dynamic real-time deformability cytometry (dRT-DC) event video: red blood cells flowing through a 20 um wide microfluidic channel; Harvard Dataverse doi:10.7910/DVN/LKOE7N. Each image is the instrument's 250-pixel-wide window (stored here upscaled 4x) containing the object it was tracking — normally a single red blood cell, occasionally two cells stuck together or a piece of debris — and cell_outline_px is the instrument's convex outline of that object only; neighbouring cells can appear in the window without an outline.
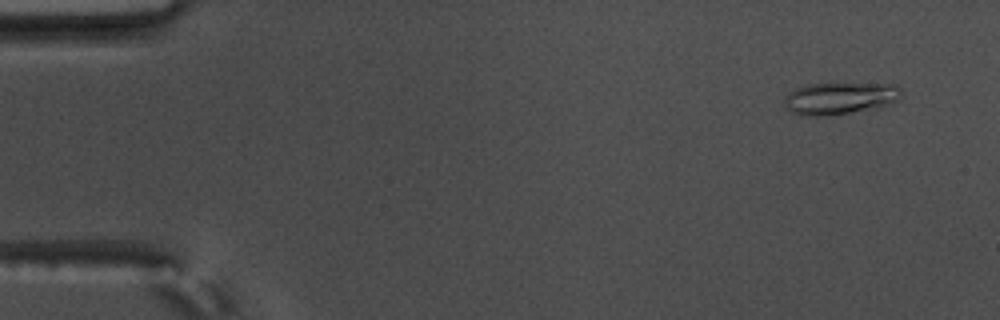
{"species": "common noctule bat (a hibernating species)", "species_latin": "Nyctalus noctula", "temperature_condition": "warm", "stored_images_in_passage": 56, "camera_frame_rate_fps": 3000, "um_per_image_px": 0.085, "animal": {"sex": "male", "body_mass_g": 17.5, "forearm_length_mm": 52.3}, "frame": {"image": 1, "passage_image": 4, "time_ms": 1.0, "image_size_px": [1000, 320], "cell_outline_px": [[904, 96], [900, 100], [880, 108], [820, 116], [800, 116], [784, 108], [784, 96], [788, 92], [804, 84], [896, 84], [900, 88]], "centroid_in_image_um": [71.39, 8.36], "position_along_channel_um": 13.6, "area_um2": 22.25}}
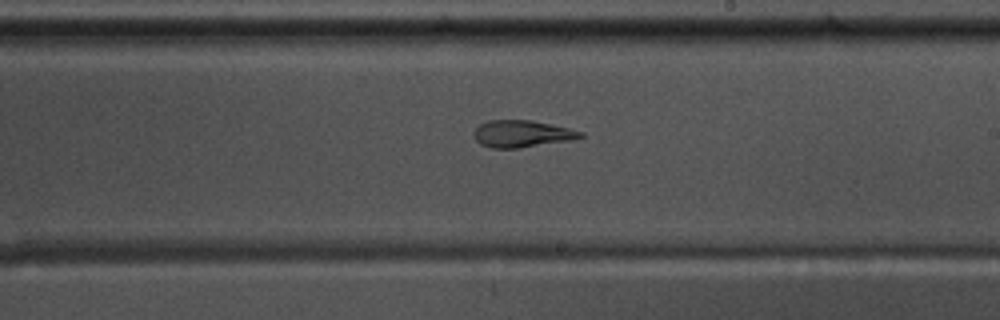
{"frame": {"image": 2, "passage_image": 33, "time_ms": 10.667, "image_size_px": [1000, 320], "cell_outline_px": [[584, 136], [568, 140], [516, 148], [492, 148], [480, 144], [472, 136], [472, 132], [480, 124], [488, 120], [532, 120], [568, 128], [584, 132]], "centroid_in_image_um": [44.3, 11.36], "position_along_channel_um": 244.7, "area_um2": 16.59}}
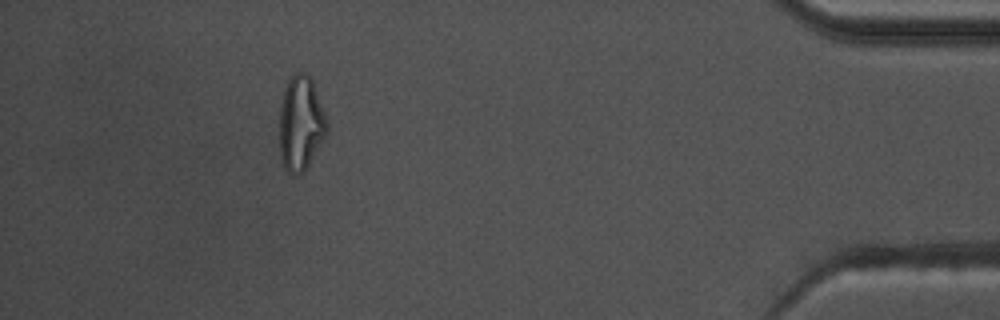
{"frame": {"image": 3, "passage_image": 51, "time_ms": 16.667, "image_size_px": [1000, 320], "cell_outline_px": [[328, 132], [304, 172], [300, 176], [292, 176], [284, 168], [280, 156], [280, 104], [284, 88], [288, 80], [296, 72], [304, 72], [312, 80], [324, 112], [328, 124]], "centroid_in_image_um": [25.55, 10.53], "position_along_channel_um": 409.6, "area_um2": 26.3}, "authors_computed_cell_mechanics": {"area_um2": 19.074, "velocity_mm_per_s": 3.6713, "shape_relaxation_time_tau1_ms": null, "shape_relaxation_time_tau2_ms": 2.1196, "deformation_change_tau1": null, "deformation_change_tau2": 0.1061}}